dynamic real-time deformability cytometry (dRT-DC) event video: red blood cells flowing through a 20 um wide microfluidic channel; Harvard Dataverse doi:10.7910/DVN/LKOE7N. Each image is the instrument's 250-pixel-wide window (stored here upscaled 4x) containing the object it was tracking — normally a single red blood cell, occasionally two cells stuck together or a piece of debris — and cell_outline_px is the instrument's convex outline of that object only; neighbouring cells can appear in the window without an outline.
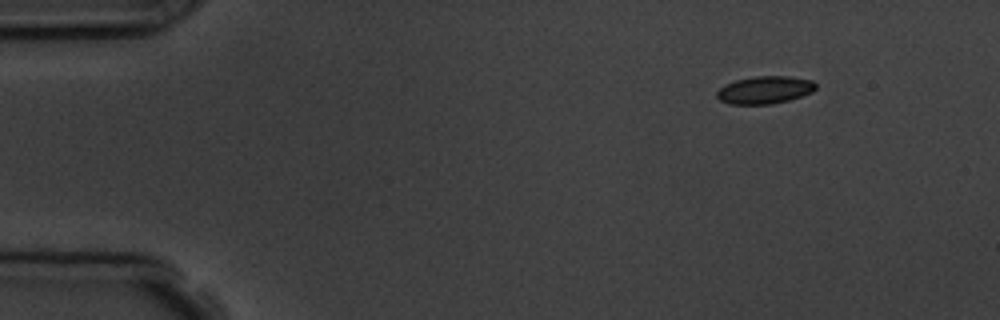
{"species": "common noctule bat (a hibernating species)", "species_latin": "Nyctalus noctula", "temperature_condition": "room temperature", "stored_images_in_passage": 3, "camera_frame_rate_fps": 3000, "um_per_image_px": 0.085, "animal": {"sex": "male", "body_mass_g": 19.5, "forearm_length_mm": 54.6}, "frame": {"image": 1, "passage_image": 1, "time_ms": 0.0, "image_size_px": [1000, 320], "cell_outline_px": [[816, 88], [812, 92], [788, 100], [772, 104], [728, 104], [720, 100], [716, 96], [716, 92], [724, 84], [736, 80], [752, 76], [788, 76], [812, 80], [816, 84]], "centroid_in_image_um": [64.98, 7.64], "position_along_channel_um": 20.0, "area_um2": 15.95}}